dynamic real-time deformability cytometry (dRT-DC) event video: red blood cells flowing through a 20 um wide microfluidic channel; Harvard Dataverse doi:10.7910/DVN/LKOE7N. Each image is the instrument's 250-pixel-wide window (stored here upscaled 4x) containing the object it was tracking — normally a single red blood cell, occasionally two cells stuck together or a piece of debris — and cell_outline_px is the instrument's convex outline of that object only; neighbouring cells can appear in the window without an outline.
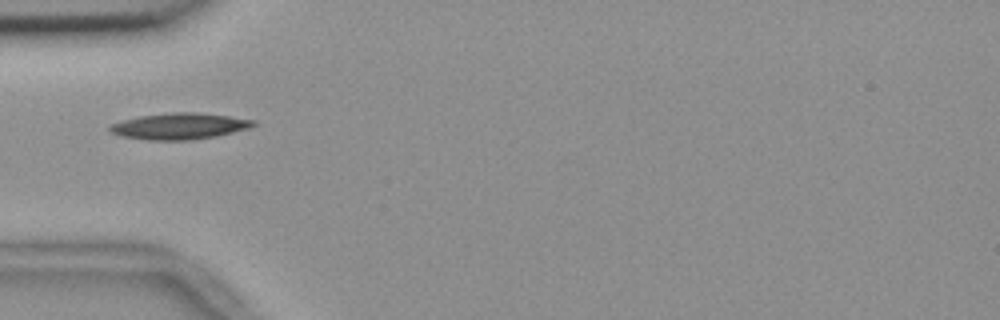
{"species": "common noctule bat (a hibernating species)", "species_latin": "Nyctalus noctula", "temperature_condition": "room temperature", "stored_images_in_passage": 7, "camera_frame_rate_fps": 3000, "um_per_image_px": 0.085, "animal": {"sex": "female", "body_mass_g": 18.4}, "frame": {"image": 1, "passage_image": 5, "time_ms": 1.333, "image_size_px": [1000, 320], "cell_outline_px": [[256, 124], [252, 128], [216, 136], [192, 140], [148, 140], [120, 136], [108, 132], [108, 124], [140, 116], [172, 112], [200, 112], [256, 120]], "centroid_in_image_um": [15.25, 10.73], "position_along_channel_um": 69.8, "area_um2": 22.25}}
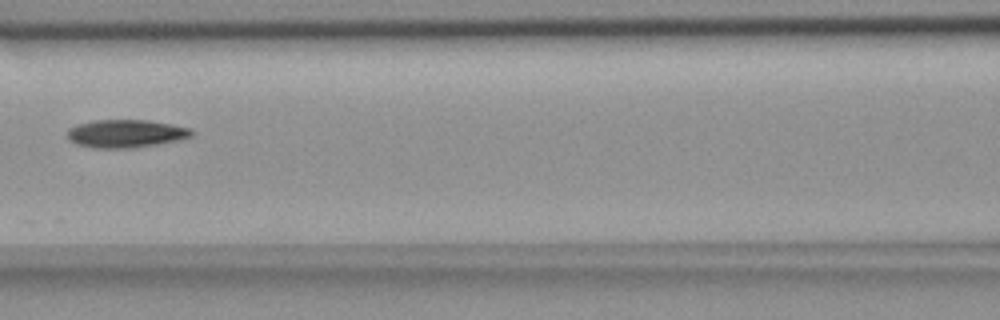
{"frame": {"image": 2, "passage_image": 7, "time_ms": 2.0, "image_size_px": [1000, 320], "cell_outline_px": [[196, 132], [192, 136], [180, 140], [136, 148], [92, 148], [76, 144], [68, 140], [68, 128], [76, 124], [92, 120], [148, 120], [172, 124], [192, 128]], "centroid_in_image_um": [10.72, 11.35], "position_along_channel_um": 155.9, "area_um2": 20.69}}